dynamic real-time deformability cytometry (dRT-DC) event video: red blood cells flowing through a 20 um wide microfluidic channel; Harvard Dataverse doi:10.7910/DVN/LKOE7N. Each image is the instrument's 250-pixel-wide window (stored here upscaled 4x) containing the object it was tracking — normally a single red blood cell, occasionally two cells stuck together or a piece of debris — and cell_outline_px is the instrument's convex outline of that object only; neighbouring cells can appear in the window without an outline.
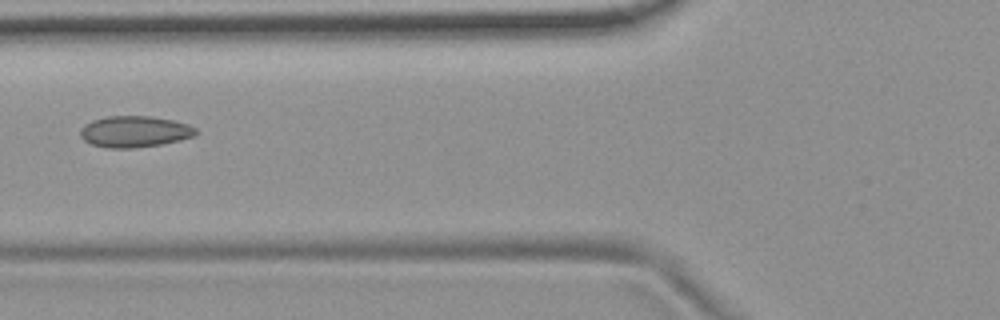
{"species": "common noctule bat (a hibernating species)", "species_latin": "Nyctalus noctula", "temperature_condition": "room temperature", "stored_images_in_passage": 8, "camera_frame_rate_fps": 3000, "um_per_image_px": 0.085, "animal": {"sex": "female", "body_mass_g": 19.9}, "frame": {"image": 1, "passage_image": 7, "time_ms": 2.0, "image_size_px": [1000, 320], "cell_outline_px": [[196, 132], [192, 136], [180, 140], [160, 144], [136, 148], [108, 148], [92, 144], [84, 140], [80, 136], [80, 128], [84, 124], [92, 120], [108, 116], [152, 116], [172, 120], [188, 124], [196, 128]], "centroid_in_image_um": [11.4, 11.18], "position_along_channel_um": 114.4, "area_um2": 21.04}}
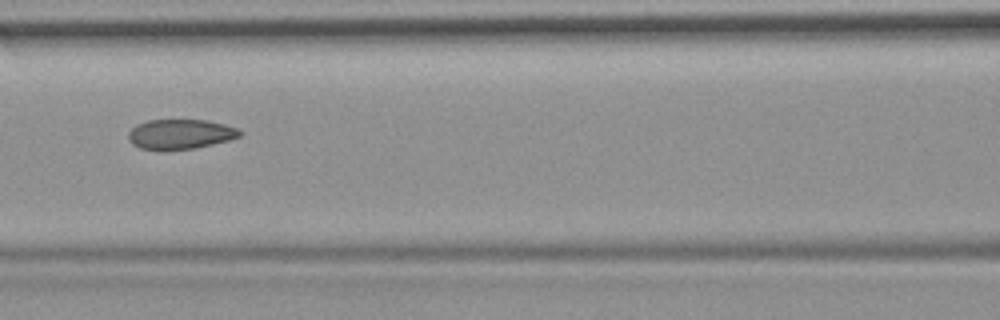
{"frame": {"image": 2, "passage_image": 8, "time_ms": 2.333, "image_size_px": [1000, 320], "cell_outline_px": [[240, 136], [228, 140], [212, 144], [192, 148], [140, 148], [132, 144], [128, 140], [128, 132], [136, 124], [148, 120], [208, 120], [224, 124], [236, 128], [240, 132]], "centroid_in_image_um": [15.3, 11.37], "position_along_channel_um": 151.3, "area_um2": 18.84}}